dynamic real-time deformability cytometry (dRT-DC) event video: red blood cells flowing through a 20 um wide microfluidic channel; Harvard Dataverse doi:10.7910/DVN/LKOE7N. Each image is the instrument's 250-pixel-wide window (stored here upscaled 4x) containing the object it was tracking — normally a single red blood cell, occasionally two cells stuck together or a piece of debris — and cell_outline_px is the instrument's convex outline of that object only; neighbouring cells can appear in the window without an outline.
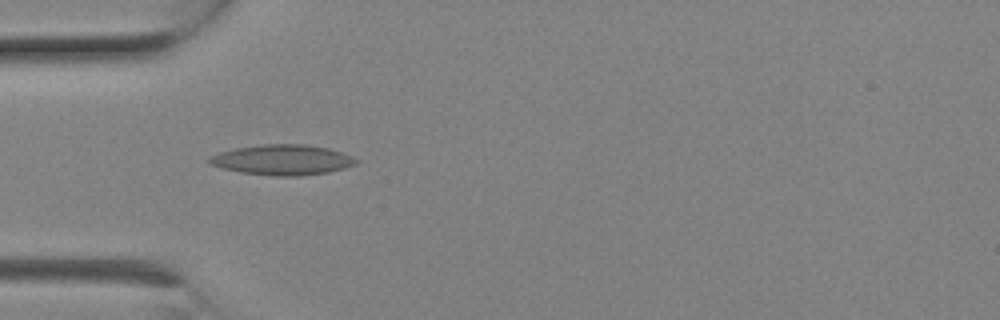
{"species": "Egyptian fruit bat (a non-hibernating species)", "species_latin": "Rousettus aegyptiacus", "temperature_condition": "room temperature", "stored_images_in_passage": 7, "camera_frame_rate_fps": 3000, "um_per_image_px": 0.085, "animal": {"sex": "female"}, "frame": {"image": 1, "passage_image": 6, "time_ms": 1.667, "image_size_px": [1000, 320], "cell_outline_px": [[360, 160], [356, 164], [344, 168], [328, 172], [300, 176], [272, 176], [240, 172], [208, 164], [208, 156], [220, 152], [236, 148], [264, 144], [304, 144], [328, 148], [352, 156]], "centroid_in_image_um": [24.0, 13.59], "position_along_channel_um": 61.0, "area_um2": 25.95}}
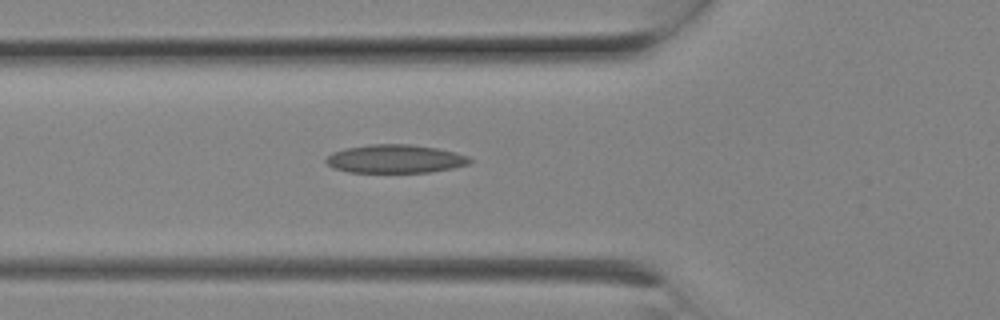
{"frame": {"image": 2, "passage_image": 7, "time_ms": 2.0, "image_size_px": [1000, 320], "cell_outline_px": [[472, 160], [468, 164], [452, 168], [428, 172], [348, 172], [332, 168], [324, 160], [332, 152], [344, 148], [368, 144], [408, 144], [436, 148], [456, 152], [468, 156]], "centroid_in_image_um": [33.56, 13.5], "position_along_channel_um": 92.2, "area_um2": 23.81}}